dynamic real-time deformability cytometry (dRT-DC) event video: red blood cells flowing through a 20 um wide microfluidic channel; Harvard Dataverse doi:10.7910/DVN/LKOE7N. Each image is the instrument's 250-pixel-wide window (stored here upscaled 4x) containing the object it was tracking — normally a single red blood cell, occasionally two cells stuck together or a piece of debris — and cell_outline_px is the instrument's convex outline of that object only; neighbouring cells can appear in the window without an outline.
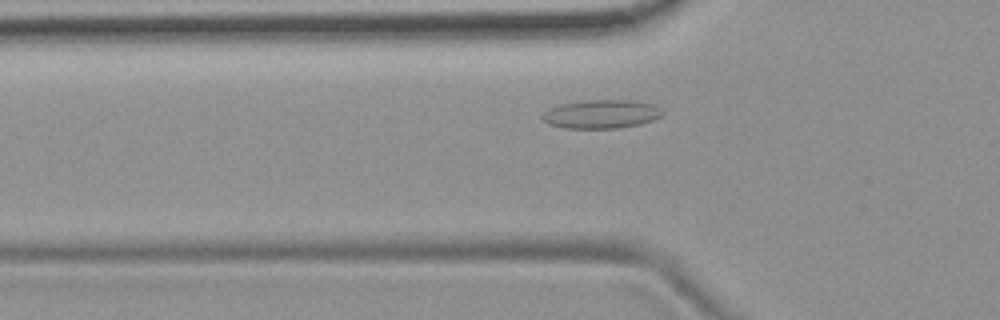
{"species": "common noctule bat (a hibernating species)", "species_latin": "Nyctalus noctula", "temperature_condition": "room temperature", "stored_images_in_passage": 46, "camera_frame_rate_fps": 3000, "um_per_image_px": 0.085, "animal": {"sex": "female", "body_mass_g": 19.9}, "frame": {"image": 1, "passage_image": 10, "time_ms": 3.0, "image_size_px": [1000, 320], "cell_outline_px": [[664, 112], [660, 116], [652, 120], [640, 124], [620, 128], [564, 128], [548, 124], [540, 116], [548, 108], [560, 104], [584, 100], [628, 100], [656, 104]], "centroid_in_image_um": [51.1, 9.69], "position_along_channel_um": 74.7, "area_um2": 20.17}}
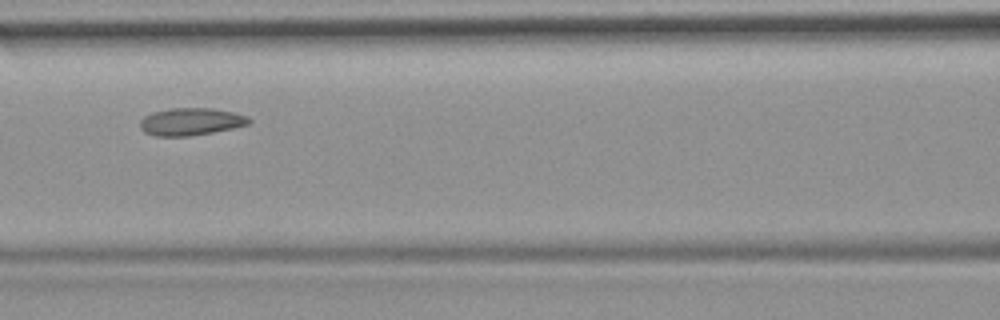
{"frame": {"image": 2, "passage_image": 16, "time_ms": 5.0, "image_size_px": [1000, 320], "cell_outline_px": [[252, 120], [248, 124], [232, 128], [212, 132], [188, 136], [156, 136], [144, 132], [140, 128], [140, 120], [144, 116], [152, 112], [168, 108], [212, 108], [232, 112], [248, 116]], "centroid_in_image_um": [16.19, 10.33], "position_along_channel_um": 150.4, "area_um2": 17.4}}
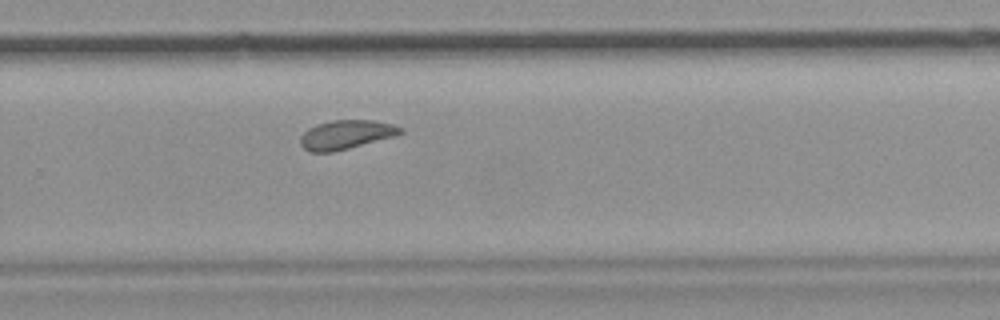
{"frame": {"image": 3, "passage_image": 28, "time_ms": 9.0, "image_size_px": [1000, 320], "cell_outline_px": [[404, 132], [396, 136], [332, 152], [308, 152], [300, 144], [300, 136], [308, 128], [316, 124], [332, 120], [376, 120], [392, 124], [404, 128]], "centroid_in_image_um": [29.42, 11.44], "position_along_channel_um": 300.4, "area_um2": 17.05}, "authors_computed_cell_mechanics": {"area_um2": 17.5712, "velocity_mm_per_s": 3.7672, "shape_relaxation_time_tau1_ms": null, "shape_relaxation_time_tau2_ms": 2.2517, "deformation_change_tau1": null, "deformation_change_tau2": 0.0895}}